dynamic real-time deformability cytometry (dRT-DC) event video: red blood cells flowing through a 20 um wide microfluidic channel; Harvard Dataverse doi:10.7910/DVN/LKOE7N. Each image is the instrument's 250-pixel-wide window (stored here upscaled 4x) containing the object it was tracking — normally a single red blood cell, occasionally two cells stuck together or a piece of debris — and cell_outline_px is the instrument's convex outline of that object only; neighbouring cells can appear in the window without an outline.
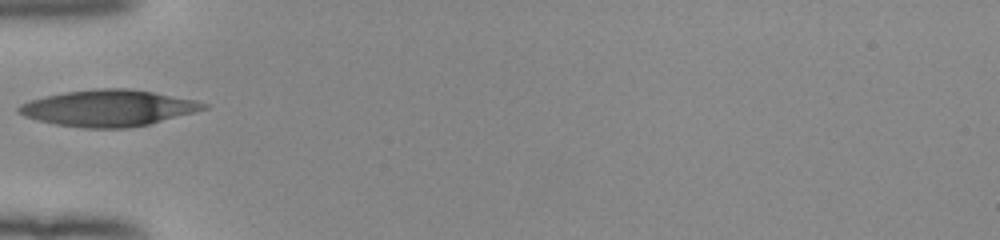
{"species": "human", "species_latin": "Homo sapiens", "temperature_condition": "room temperature", "stored_images_in_passage": 34, "camera_frame_rate_fps": 3000, "um_per_image_px": 0.085, "donor": {"sex": "female"}, "frame": {"image": 1, "passage_image": 1, "time_ms": 0.0, "image_size_px": [1000, 240], "cell_outline_px": [[208, 108], [148, 124], [128, 128], [84, 128], [56, 124], [24, 116], [16, 112], [16, 108], [20, 104], [28, 100], [44, 96], [64, 92], [96, 88], [128, 88], [152, 92], [196, 100], [208, 104]], "centroid_in_image_um": [9.16, 9.18], "position_along_channel_um": 75.8, "area_um2": 39.02}}
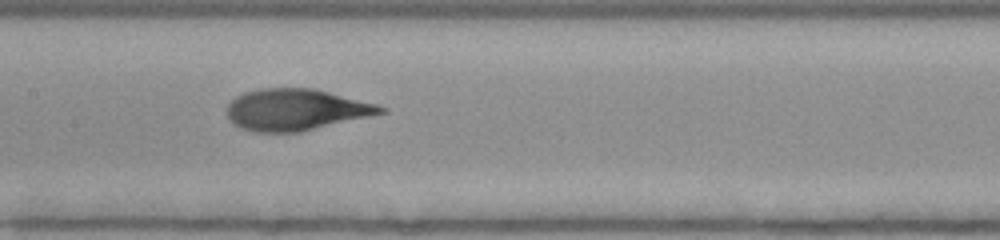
{"frame": {"image": 2, "passage_image": 9, "time_ms": 2.667, "image_size_px": [1000, 240], "cell_outline_px": [[388, 112], [300, 132], [252, 132], [240, 128], [228, 116], [228, 104], [236, 96], [244, 92], [264, 88], [312, 88], [376, 104], [388, 108]], "centroid_in_image_um": [25.16, 9.33], "position_along_channel_um": 182.2, "area_um2": 36.88}}
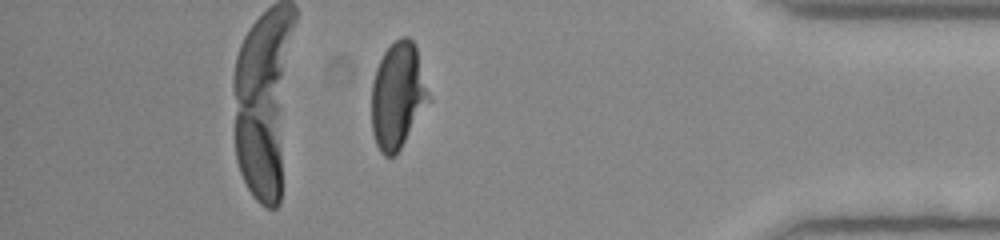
{"frame": {"image": 3, "passage_image": 28, "time_ms": 9.0, "image_size_px": [1000, 240], "cell_outline_px": [[432, 100], [400, 148], [392, 156], [384, 156], [380, 152], [376, 144], [372, 132], [372, 80], [376, 68], [384, 52], [400, 36], [408, 36], [416, 44], [432, 96]], "centroid_in_image_um": [33.85, 8.09], "position_along_channel_um": 401.3, "area_um2": 36.01}}